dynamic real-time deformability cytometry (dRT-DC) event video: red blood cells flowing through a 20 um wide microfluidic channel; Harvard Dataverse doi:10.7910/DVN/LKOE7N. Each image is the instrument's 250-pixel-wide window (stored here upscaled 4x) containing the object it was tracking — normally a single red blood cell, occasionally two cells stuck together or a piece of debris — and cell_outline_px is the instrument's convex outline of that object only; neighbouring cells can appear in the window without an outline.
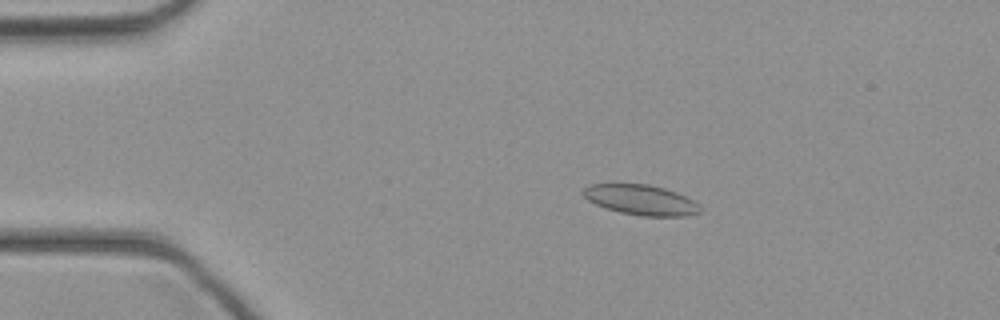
{"species": "common noctule bat (a hibernating species)", "species_latin": "Nyctalus noctula", "temperature_condition": "cold", "stored_images_in_passage": 44, "camera_frame_rate_fps": 3000, "um_per_image_px": 0.085, "animal": {"sex": "female", "body_mass_g": 21.9}, "frame": {"image": 1, "passage_image": 8, "time_ms": 2.333, "image_size_px": [1000, 320], "cell_outline_px": [[700, 212], [688, 216], [640, 216], [620, 212], [596, 204], [588, 200], [580, 192], [588, 184], [648, 184], [664, 188], [676, 192], [692, 200], [700, 208]], "centroid_in_image_um": [54.45, 16.99], "position_along_channel_um": 30.6, "area_um2": 20.4}}
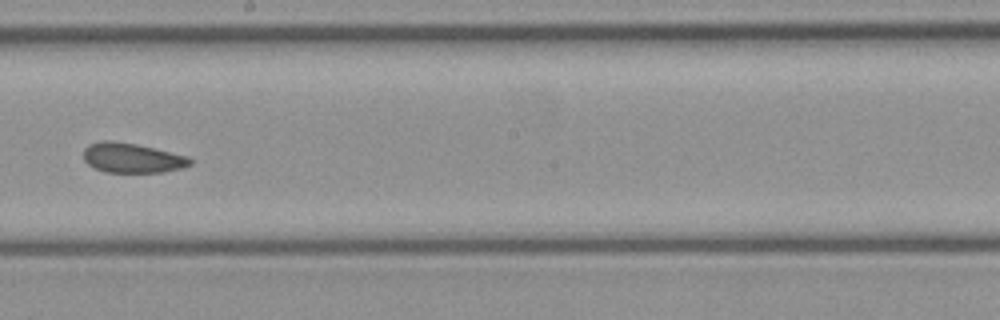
{"frame": {"image": 2, "passage_image": 25, "time_ms": 8.0, "image_size_px": [1000, 320], "cell_outline_px": [[192, 164], [184, 168], [164, 172], [104, 172], [88, 164], [84, 160], [84, 148], [88, 144], [100, 140], [112, 140], [136, 144], [188, 156], [192, 160]], "centroid_in_image_um": [11.23, 13.42], "position_along_channel_um": 237.0, "area_um2": 18.61}}
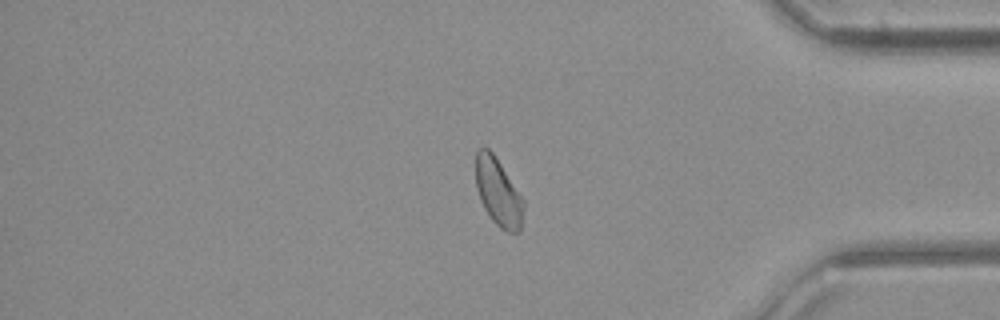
{"frame": {"image": 3, "passage_image": 37, "time_ms": 12.0, "image_size_px": [1000, 320], "cell_outline_px": [[524, 208], [520, 232], [508, 232], [500, 228], [492, 220], [484, 208], [480, 200], [476, 188], [476, 152], [480, 148], [488, 148], [492, 152], [524, 200]], "centroid_in_image_um": [42.35, 16.37], "position_along_channel_um": 392.9, "area_um2": 18.67}}